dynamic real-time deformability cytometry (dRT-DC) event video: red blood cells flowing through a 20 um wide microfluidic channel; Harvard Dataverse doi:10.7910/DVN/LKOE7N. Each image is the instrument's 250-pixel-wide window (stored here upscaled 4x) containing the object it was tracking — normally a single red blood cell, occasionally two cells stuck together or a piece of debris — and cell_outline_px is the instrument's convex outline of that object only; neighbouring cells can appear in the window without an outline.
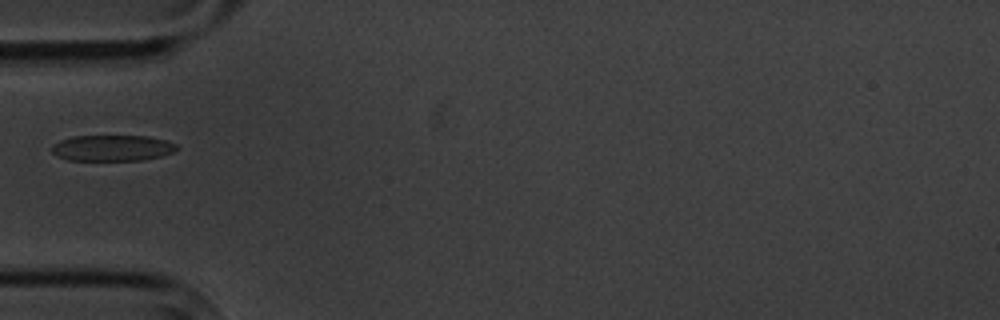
{"species": "common noctule bat (a hibernating species)", "species_latin": "Nyctalus noctula", "temperature_condition": "cold", "stored_images_in_passage": 5, "camera_frame_rate_fps": 3000, "um_per_image_px": 0.085, "animal": {"sex": "male", "body_mass_g": 20.1, "forearm_length_mm": 53.5}, "frame": {"image": 1, "passage_image": 1, "time_ms": 0.0, "image_size_px": [1000, 320], "cell_outline_px": [[176, 148], [172, 152], [160, 156], [144, 160], [68, 160], [56, 156], [48, 148], [52, 144], [60, 140], [72, 136], [148, 136], [168, 140], [176, 144]], "centroid_in_image_um": [9.48, 12.57], "position_along_channel_um": 75.5, "area_um2": 19.07}}
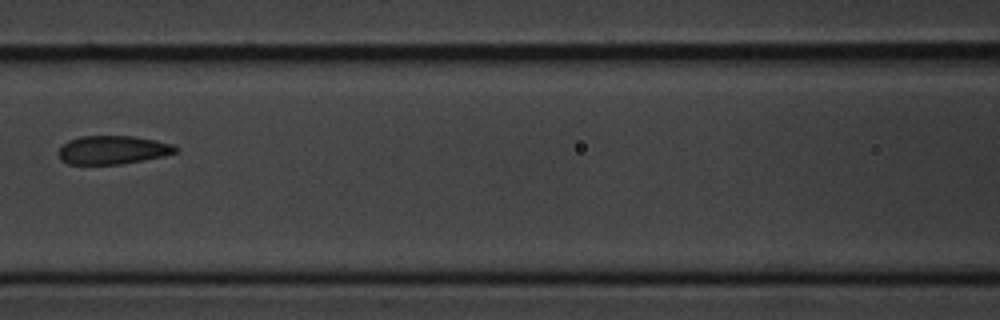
{"frame": {"image": 2, "passage_image": 3, "time_ms": 2.333, "image_size_px": [1000, 320], "cell_outline_px": [[180, 148], [176, 152], [164, 156], [120, 164], [68, 164], [60, 160], [56, 152], [68, 140], [80, 136], [132, 136], [156, 140], [172, 144]], "centroid_in_image_um": [9.56, 12.74], "position_along_channel_um": 157.0, "area_um2": 19.54}}
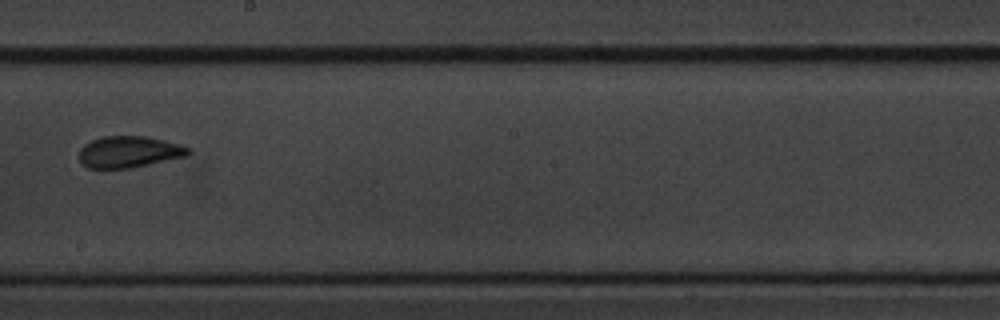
{"frame": {"image": 3, "passage_image": 5, "time_ms": 4.667, "image_size_px": [1000, 320], "cell_outline_px": [[192, 152], [188, 156], [128, 168], [88, 168], [80, 160], [80, 148], [84, 144], [92, 140], [104, 136], [144, 136], [164, 140], [180, 144], [188, 148]], "centroid_in_image_um": [10.98, 12.9], "position_along_channel_um": 237.2, "area_um2": 19.88}}